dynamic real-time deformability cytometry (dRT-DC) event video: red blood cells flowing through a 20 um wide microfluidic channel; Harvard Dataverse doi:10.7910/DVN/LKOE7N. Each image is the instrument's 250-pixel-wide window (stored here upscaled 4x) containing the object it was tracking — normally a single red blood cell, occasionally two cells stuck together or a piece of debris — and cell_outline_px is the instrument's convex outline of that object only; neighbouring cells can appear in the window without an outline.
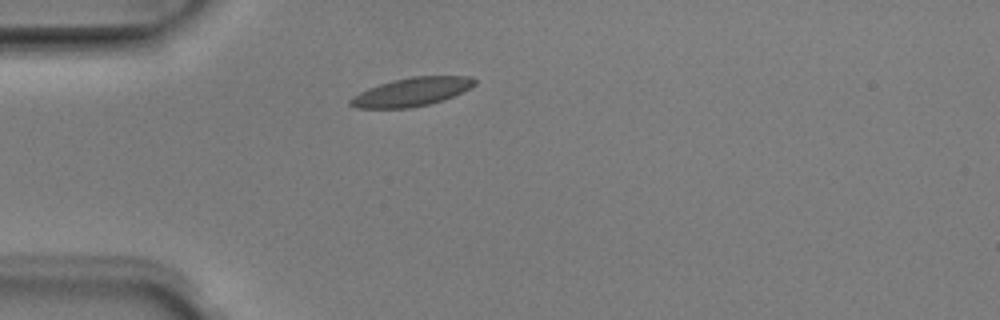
{"species": "Egyptian fruit bat (a non-hibernating species)", "species_latin": "Rousettus aegyptiacus", "temperature_condition": "room temperature", "stored_images_in_passage": 38, "camera_frame_rate_fps": 3000, "um_per_image_px": 0.085, "animal": {"sex": "male"}, "frame": {"image": 1, "passage_image": 1, "time_ms": 0.0, "image_size_px": [1000, 320], "cell_outline_px": [[476, 84], [452, 96], [428, 104], [412, 108], [356, 108], [348, 104], [348, 100], [352, 96], [368, 88], [392, 80], [412, 76], [472, 76], [476, 80]], "centroid_in_image_um": [34.94, 7.81], "position_along_channel_um": 50.1, "area_um2": 20.52}}
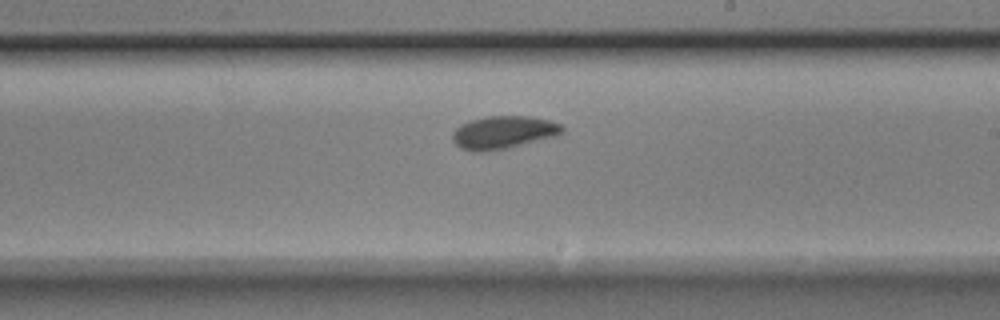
{"frame": {"image": 2, "passage_image": 17, "time_ms": 5.333, "image_size_px": [1000, 320], "cell_outline_px": [[564, 132], [556, 136], [504, 148], [480, 152], [472, 152], [460, 148], [452, 140], [452, 132], [460, 124], [468, 120], [484, 116], [528, 116], [548, 120], [560, 124], [564, 128]], "centroid_in_image_um": [42.73, 11.24], "position_along_channel_um": 246.3, "area_um2": 20.98}}
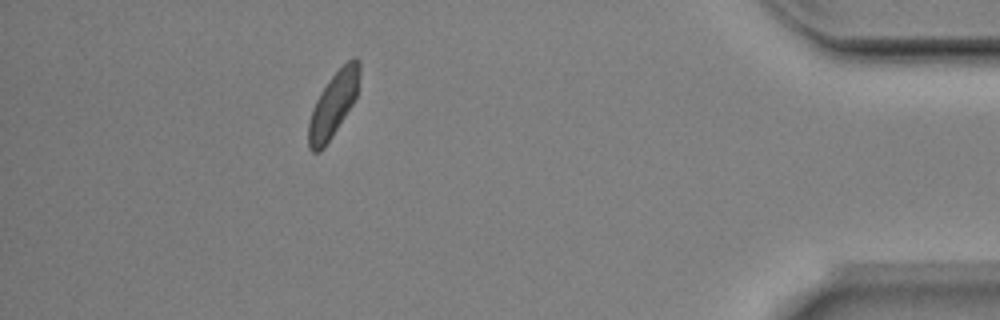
{"frame": {"image": 3, "passage_image": 33, "time_ms": 10.667, "image_size_px": [1000, 320], "cell_outline_px": [[360, 72], [356, 96], [352, 104], [332, 136], [324, 148], [320, 152], [312, 152], [308, 148], [308, 120], [312, 108], [320, 92], [328, 80], [352, 56], [356, 56], [360, 60]], "centroid_in_image_um": [28.31, 8.88], "position_along_channel_um": 406.9, "area_um2": 19.19}, "authors_computed_cell_mechanics": {"area_um2": 20.0855, "velocity_mm_per_s": 3.9305, "shape_relaxation_time_tau1_ms": 8.0883, "shape_relaxation_time_tau2_ms": 1.8379, "deformation_change_tau1": 0.1715, "deformation_change_tau2": 0.0664}}